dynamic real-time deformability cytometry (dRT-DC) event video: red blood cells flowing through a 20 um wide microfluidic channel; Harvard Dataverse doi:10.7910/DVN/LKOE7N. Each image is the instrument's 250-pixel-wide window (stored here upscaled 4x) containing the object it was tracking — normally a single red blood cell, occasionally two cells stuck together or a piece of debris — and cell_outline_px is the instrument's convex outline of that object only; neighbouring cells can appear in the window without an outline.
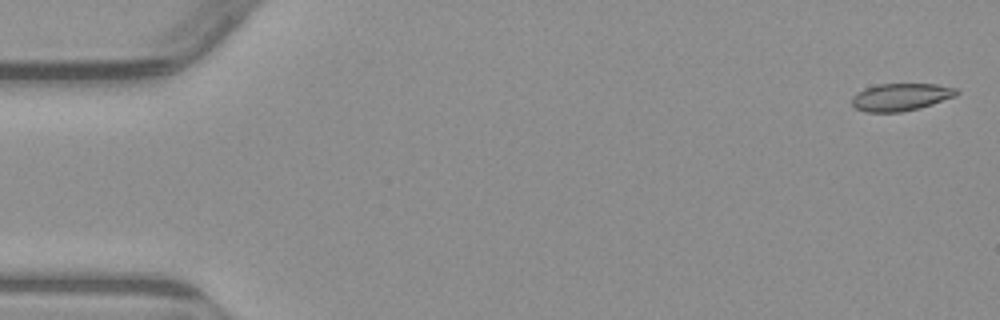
{"species": "common noctule bat (a hibernating species)", "species_latin": "Nyctalus noctula", "temperature_condition": "warm", "stored_images_in_passage": 7, "camera_frame_rate_fps": 3000, "um_per_image_px": 0.085, "animal": {"sex": "male", "body_mass_g": 23.1, "forearm_length_mm": 52.7}, "frame": {"image": 1, "passage_image": 1, "time_ms": 0.0, "image_size_px": [1000, 320], "cell_outline_px": [[960, 92], [956, 96], [920, 108], [900, 112], [864, 112], [856, 108], [852, 104], [852, 96], [856, 92], [864, 88], [880, 84], [936, 84], [956, 88]], "centroid_in_image_um": [76.56, 8.25], "position_along_channel_um": 8.4, "area_um2": 16.82}}
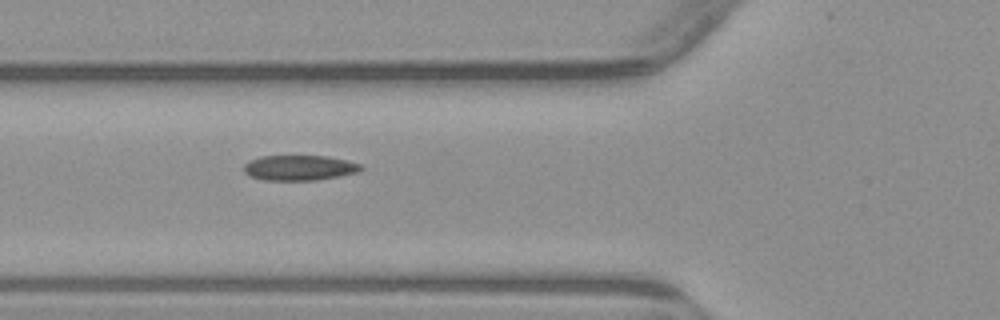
{"frame": {"image": 2, "passage_image": 6, "time_ms": 6.0, "image_size_px": [1000, 320], "cell_outline_px": [[364, 168], [356, 172], [340, 176], [316, 180], [264, 180], [248, 176], [244, 172], [244, 164], [248, 160], [260, 156], [328, 156], [348, 160], [360, 164]], "centroid_in_image_um": [25.42, 14.26], "position_along_channel_um": 100.4, "area_um2": 17.34}}
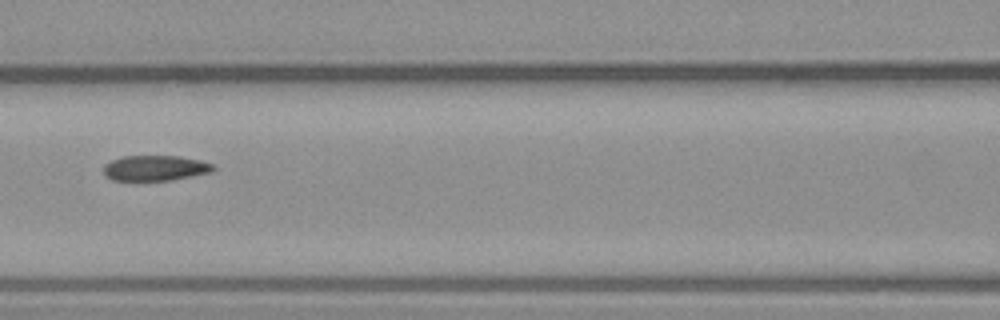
{"frame": {"image": 3, "passage_image": 7, "time_ms": 7.333, "image_size_px": [1000, 320], "cell_outline_px": [[216, 168], [212, 172], [172, 180], [112, 180], [104, 176], [104, 164], [112, 160], [124, 156], [180, 156], [200, 160], [216, 164]], "centroid_in_image_um": [13.23, 14.28], "position_along_channel_um": 153.4, "area_um2": 16.36}}